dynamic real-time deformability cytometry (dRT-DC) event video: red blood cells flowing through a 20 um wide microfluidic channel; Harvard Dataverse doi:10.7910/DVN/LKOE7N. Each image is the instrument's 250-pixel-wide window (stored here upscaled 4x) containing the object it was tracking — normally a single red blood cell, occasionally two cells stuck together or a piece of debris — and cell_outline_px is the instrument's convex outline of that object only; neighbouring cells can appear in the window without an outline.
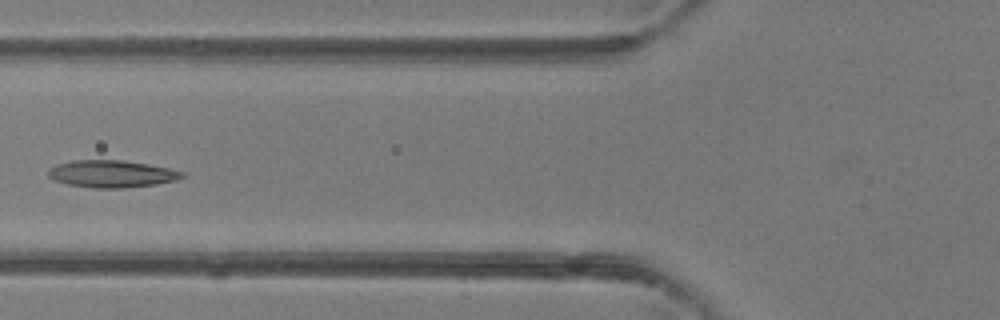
{"species": "common noctule bat (a hibernating species)", "species_latin": "Nyctalus noctula", "temperature_condition": "room temperature", "stored_images_in_passage": 5, "camera_frame_rate_fps": 3000, "um_per_image_px": 0.085, "animal": {"sex": "female"}, "frame": {"image": 1, "passage_image": 5, "time_ms": 5.667, "image_size_px": [1000, 320], "cell_outline_px": [[188, 176], [176, 180], [156, 184], [124, 188], [92, 188], [68, 184], [56, 180], [48, 176], [48, 172], [56, 164], [72, 160], [124, 160], [148, 164], [168, 168], [184, 172]], "centroid_in_image_um": [9.54, 14.77], "position_along_channel_um": 116.3, "area_um2": 21.21}}